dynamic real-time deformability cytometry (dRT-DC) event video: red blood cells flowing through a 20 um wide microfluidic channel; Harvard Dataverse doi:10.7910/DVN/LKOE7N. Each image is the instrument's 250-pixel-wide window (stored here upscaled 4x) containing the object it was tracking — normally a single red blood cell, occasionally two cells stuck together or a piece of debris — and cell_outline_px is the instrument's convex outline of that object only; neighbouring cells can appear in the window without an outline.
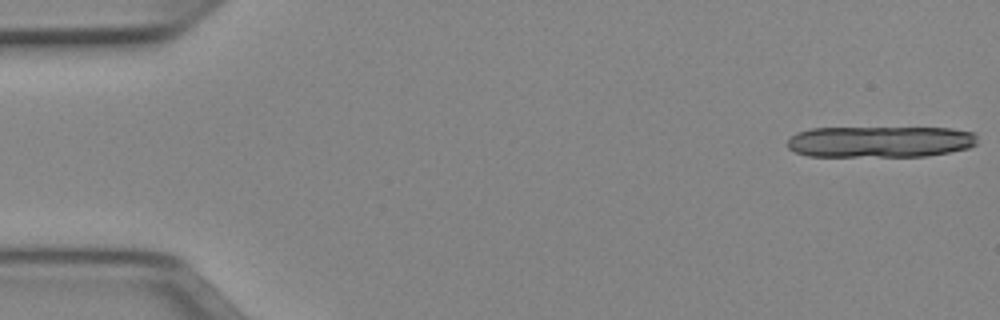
{"species": "Egyptian fruit bat (a non-hibernating species)", "species_latin": "Rousettus aegyptiacus", "temperature_condition": "cold", "stored_images_in_passage": 10, "camera_frame_rate_fps": 3000, "um_per_image_px": 0.085, "animal": {"sex": "female"}, "frame": {"image": 1, "passage_image": 1, "time_ms": 0.0, "image_size_px": [1000, 320], "cell_outline_px": [[976, 144], [968, 148], [928, 156], [808, 156], [796, 152], [788, 148], [788, 140], [796, 132], [812, 128], [952, 128], [972, 132], [976, 136]], "centroid_in_image_um": [74.8, 12.04], "position_along_channel_um": 10.2, "area_um2": 34.62}}